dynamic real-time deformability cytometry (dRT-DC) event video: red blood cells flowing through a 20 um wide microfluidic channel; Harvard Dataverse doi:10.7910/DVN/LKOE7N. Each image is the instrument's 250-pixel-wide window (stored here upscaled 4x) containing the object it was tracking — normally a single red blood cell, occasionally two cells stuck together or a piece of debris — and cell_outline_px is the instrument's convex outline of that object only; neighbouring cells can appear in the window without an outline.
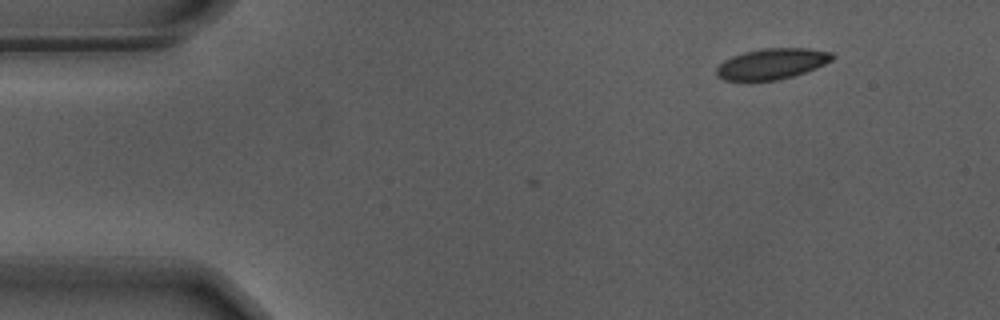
{"species": "Egyptian fruit bat (a non-hibernating species)", "species_latin": "Rousettus aegyptiacus", "temperature_condition": "warm", "stored_images_in_passage": 5, "camera_frame_rate_fps": 3000, "um_per_image_px": 0.085, "animal": {"sex": "male"}, "frame": {"image": 1, "passage_image": 1, "time_ms": 0.0, "image_size_px": [1000, 320], "cell_outline_px": [[836, 56], [832, 60], [816, 68], [792, 76], [776, 80], [724, 80], [716, 76], [716, 68], [724, 60], [732, 56], [744, 52], [764, 48], [808, 48], [832, 52]], "centroid_in_image_um": [65.62, 5.41], "position_along_channel_um": 19.4, "area_um2": 20.69}}